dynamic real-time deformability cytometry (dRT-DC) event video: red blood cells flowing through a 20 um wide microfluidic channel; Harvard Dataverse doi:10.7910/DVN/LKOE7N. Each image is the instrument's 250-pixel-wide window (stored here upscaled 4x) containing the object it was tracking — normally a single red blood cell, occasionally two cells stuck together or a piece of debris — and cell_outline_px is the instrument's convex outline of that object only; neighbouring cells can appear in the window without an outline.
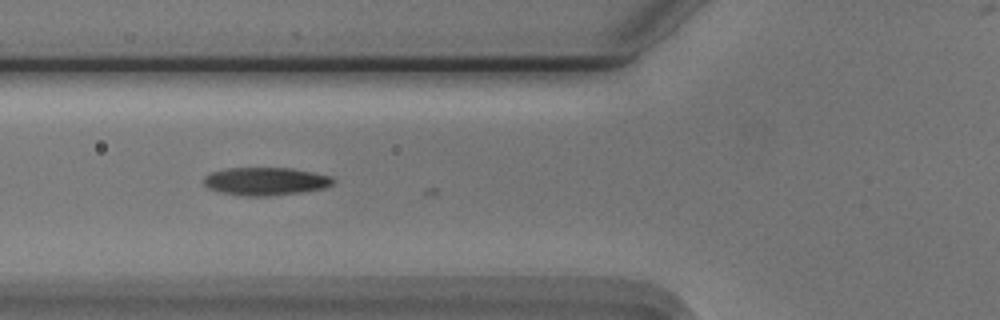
{"species": "Egyptian fruit bat (a non-hibernating species)", "species_latin": "Rousettus aegyptiacus", "temperature_condition": "cold", "stored_images_in_passage": 4, "camera_frame_rate_fps": 3000, "um_per_image_px": 0.085, "animal": {"sex": "male"}, "frame": {"image": 1, "passage_image": 3, "time_ms": 0.667, "image_size_px": [1000, 320], "cell_outline_px": [[336, 180], [332, 184], [324, 188], [300, 192], [268, 196], [240, 196], [220, 192], [208, 188], [204, 184], [204, 176], [212, 172], [228, 168], [292, 168], [332, 176]], "centroid_in_image_um": [22.57, 15.41], "position_along_channel_um": 103.2, "area_um2": 21.1}}